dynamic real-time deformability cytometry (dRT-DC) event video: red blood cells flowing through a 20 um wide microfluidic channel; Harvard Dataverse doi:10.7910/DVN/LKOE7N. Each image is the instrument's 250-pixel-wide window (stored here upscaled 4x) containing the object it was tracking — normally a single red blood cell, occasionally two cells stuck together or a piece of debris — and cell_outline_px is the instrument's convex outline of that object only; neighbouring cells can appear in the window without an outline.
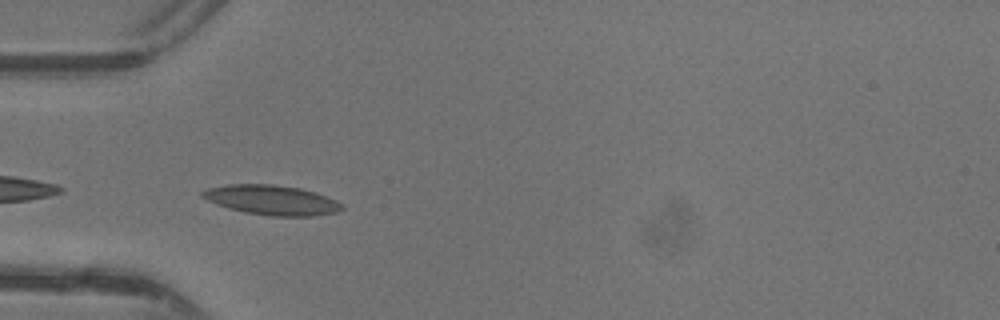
{"species": "common noctule bat (a hibernating species)", "species_latin": "Nyctalus noctula", "temperature_condition": "warm", "stored_images_in_passage": 32, "camera_frame_rate_fps": 3000, "um_per_image_px": 0.085, "animal": {"sex": "female"}, "frame": {"image": 1, "passage_image": 1, "time_ms": 0.0, "image_size_px": [1000, 320], "cell_outline_px": [[344, 208], [336, 212], [316, 216], [272, 216], [244, 212], [228, 208], [216, 204], [200, 196], [200, 192], [208, 188], [228, 184], [272, 184], [300, 188], [316, 192], [336, 200], [344, 204]], "centroid_in_image_um": [23.11, 17.0], "position_along_channel_um": 61.9, "area_um2": 24.33}}
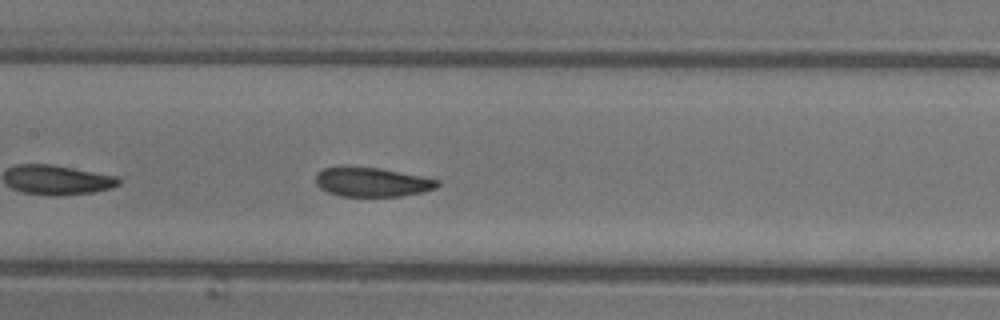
{"frame": {"image": 2, "passage_image": 9, "time_ms": 2.667, "image_size_px": [1000, 320], "cell_outline_px": [[440, 184], [436, 188], [424, 192], [400, 196], [340, 196], [328, 192], [320, 188], [316, 184], [316, 172], [324, 168], [340, 164], [348, 164], [380, 168], [440, 180]], "centroid_in_image_um": [31.56, 15.44], "position_along_channel_um": 175.8, "area_um2": 21.33}}
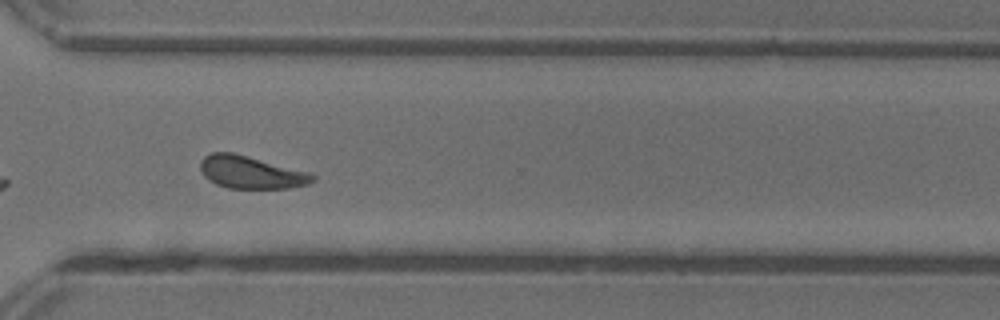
{"frame": {"image": 3, "passage_image": 21, "time_ms": 6.667, "image_size_px": [1000, 320], "cell_outline_px": [[316, 180], [308, 184], [288, 188], [228, 188], [216, 184], [208, 180], [204, 176], [200, 168], [200, 160], [204, 156], [212, 152], [232, 152], [308, 172], [316, 176]], "centroid_in_image_um": [21.3, 14.65], "position_along_channel_um": 349.3, "area_um2": 21.21}, "authors_computed_cell_mechanics": {"area_um2": 21.1548, "velocity_mm_per_s": 4.342, "shape_relaxation_time_tau1_ms": 2.2602, "shape_relaxation_time_tau2_ms": 1.9584, "deformation_change_tau1": 0.1216, "deformation_change_tau2": 0.0727}}